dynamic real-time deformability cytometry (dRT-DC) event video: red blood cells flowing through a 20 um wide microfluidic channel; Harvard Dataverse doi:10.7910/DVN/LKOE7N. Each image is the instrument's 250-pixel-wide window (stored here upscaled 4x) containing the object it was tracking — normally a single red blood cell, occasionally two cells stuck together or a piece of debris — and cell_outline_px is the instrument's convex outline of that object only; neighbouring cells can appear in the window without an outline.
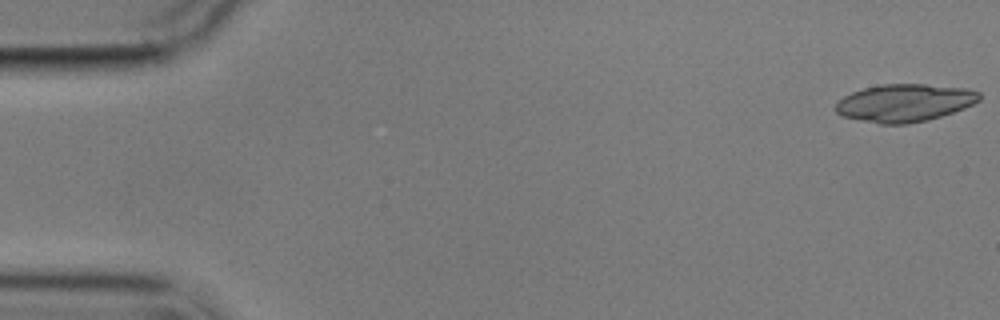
{"species": "common noctule bat (a hibernating species)", "species_latin": "Nyctalus noctula", "temperature_condition": "cold", "stored_images_in_passage": 5, "camera_frame_rate_fps": 3000, "um_per_image_px": 0.085, "animal": {"sex": "male", "body_mass_g": 17.9}, "frame": {"image": 1, "passage_image": 1, "time_ms": 0.0, "image_size_px": [1000, 320], "cell_outline_px": [[980, 100], [964, 108], [928, 120], [908, 124], [880, 124], [844, 116], [836, 112], [836, 104], [844, 96], [852, 92], [864, 88], [880, 84], [924, 84], [964, 88], [980, 92]], "centroid_in_image_um": [76.9, 8.74], "position_along_channel_um": 8.1, "area_um2": 31.27}}